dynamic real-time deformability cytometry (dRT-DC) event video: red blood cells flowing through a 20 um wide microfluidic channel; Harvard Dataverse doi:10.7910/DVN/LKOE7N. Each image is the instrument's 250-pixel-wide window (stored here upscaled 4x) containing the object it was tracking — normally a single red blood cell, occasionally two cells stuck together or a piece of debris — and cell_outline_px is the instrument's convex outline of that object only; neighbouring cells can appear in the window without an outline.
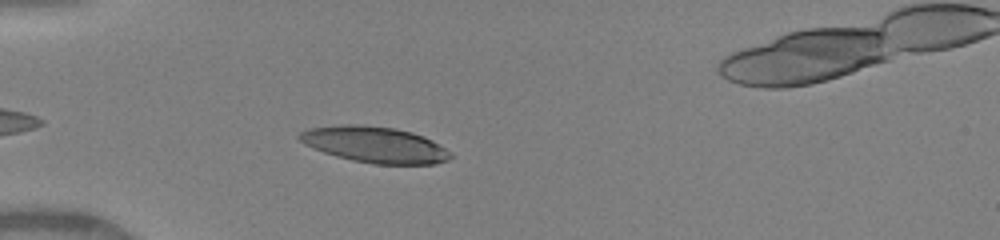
{"species": "human", "species_latin": "Homo sapiens", "temperature_condition": "warm", "stored_images_in_passage": 9, "camera_frame_rate_fps": 3000, "um_per_image_px": 0.085, "donor": {"sex": "female"}, "frame": {"image": 1, "passage_image": 6, "time_ms": 1.0, "image_size_px": [1000, 240], "cell_outline_px": [[452, 156], [448, 160], [436, 164], [376, 164], [352, 160], [336, 156], [324, 152], [304, 144], [296, 136], [300, 132], [308, 128], [340, 124], [364, 124], [396, 128], [412, 132], [424, 136], [432, 140], [452, 152]], "centroid_in_image_um": [31.86, 12.28], "position_along_channel_um": 53.1, "area_um2": 32.02}}